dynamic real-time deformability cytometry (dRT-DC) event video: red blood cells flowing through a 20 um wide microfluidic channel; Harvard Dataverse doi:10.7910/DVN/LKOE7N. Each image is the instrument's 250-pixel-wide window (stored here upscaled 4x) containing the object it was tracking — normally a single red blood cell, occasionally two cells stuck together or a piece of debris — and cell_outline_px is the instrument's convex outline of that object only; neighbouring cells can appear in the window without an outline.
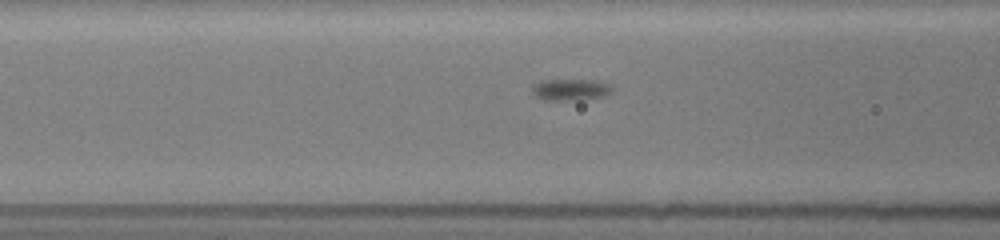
{"species": "common noctule bat (a hibernating species)", "species_latin": "Nyctalus noctula", "temperature_condition": "room temperature", "stored_images_in_passage": 64, "camera_frame_rate_fps": 3000, "um_per_image_px": 0.085, "animal": {"sex": "female", "body_mass_g": 19.5, "forearm_length_mm": 54.1}, "frame": {"image": 1, "passage_image": 14, "time_ms": 4.333, "image_size_px": [1000, 240], "cell_outline_px": [[612, 92], [604, 96], [580, 100], [544, 100], [536, 96], [532, 92], [532, 84], [540, 80], [592, 80], [612, 84]], "centroid_in_image_um": [48.49, 7.62], "position_along_channel_um": 118.1, "area_um2": 10.17}}
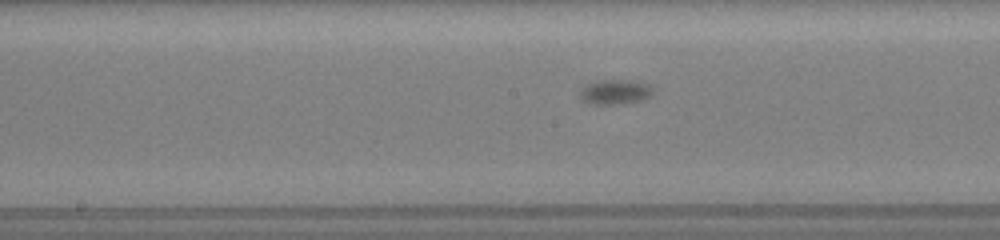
{"frame": {"image": 2, "passage_image": 22, "time_ms": 6.333, "image_size_px": [1000, 240], "cell_outline_px": [[652, 92], [648, 96], [640, 100], [612, 104], [592, 104], [584, 100], [580, 96], [580, 88], [596, 80], [632, 80], [648, 84], [652, 88]], "centroid_in_image_um": [52.24, 7.79], "position_along_channel_um": 196.0, "area_um2": 10.29}}